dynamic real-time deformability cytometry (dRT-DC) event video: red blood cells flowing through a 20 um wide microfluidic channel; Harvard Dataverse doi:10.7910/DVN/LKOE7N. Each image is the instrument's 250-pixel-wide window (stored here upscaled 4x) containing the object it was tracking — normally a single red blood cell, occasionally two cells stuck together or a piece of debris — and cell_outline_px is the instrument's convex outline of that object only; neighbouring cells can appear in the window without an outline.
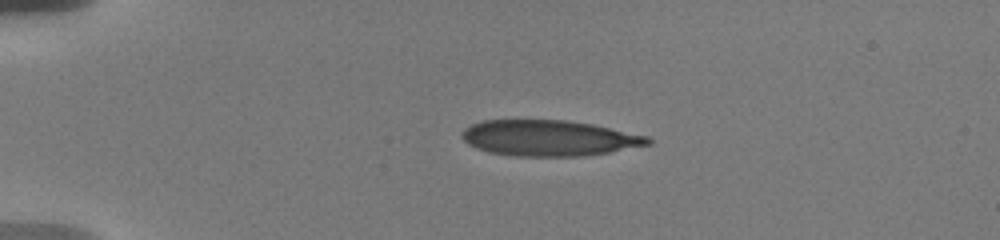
{"species": "human", "species_latin": "Homo sapiens", "temperature_condition": "warm", "stored_images_in_passage": 75, "camera_frame_rate_fps": 3000, "um_per_image_px": 0.085, "donor": {"sex": "male"}, "frame": {"image": 1, "passage_image": 1, "time_ms": 0.0, "image_size_px": [1000, 240], "cell_outline_px": [[652, 144], [608, 152], [584, 156], [512, 156], [488, 152], [476, 148], [468, 144], [460, 136], [460, 132], [464, 128], [472, 124], [484, 120], [564, 120], [592, 124], [648, 136], [652, 140]], "centroid_in_image_um": [46.63, 11.74], "position_along_channel_um": 38.4, "area_um2": 38.9}}
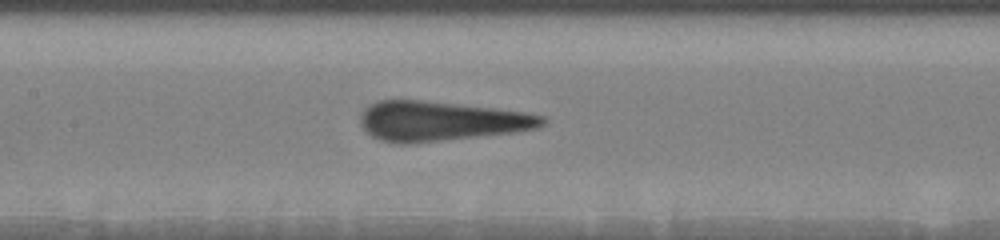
{"frame": {"image": 2, "passage_image": 34, "time_ms": 5.0, "image_size_px": [1000, 240], "cell_outline_px": [[548, 120], [540, 128], [516, 132], [404, 144], [400, 144], [380, 140], [372, 136], [360, 124], [360, 112], [368, 104], [376, 100], [424, 100], [496, 108], [524, 112], [548, 116]], "centroid_in_image_um": [37.48, 10.28], "position_along_channel_um": 169.9, "area_um2": 42.37}}
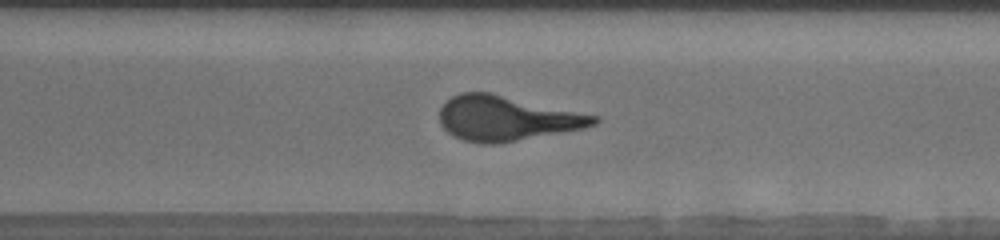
{"frame": {"image": 3, "passage_image": 60, "time_ms": 9.333, "image_size_px": [1000, 240], "cell_outline_px": [[600, 120], [596, 124], [584, 128], [496, 144], [480, 144], [464, 140], [452, 136], [440, 124], [440, 108], [444, 100], [460, 92], [492, 92], [600, 116]], "centroid_in_image_um": [43.05, 10.04], "position_along_channel_um": 327.6, "area_um2": 40.69}, "authors_computed_cell_mechanics": {"area_um2": 41.038, "velocity_mm_per_s": 3.6603, "shape_relaxation_time_tau1_ms": 6.2478, "shape_relaxation_time_tau2_ms": 0.8427, "deformation_change_tau1": 0.2188, "deformation_change_tau2": 0.0739}}